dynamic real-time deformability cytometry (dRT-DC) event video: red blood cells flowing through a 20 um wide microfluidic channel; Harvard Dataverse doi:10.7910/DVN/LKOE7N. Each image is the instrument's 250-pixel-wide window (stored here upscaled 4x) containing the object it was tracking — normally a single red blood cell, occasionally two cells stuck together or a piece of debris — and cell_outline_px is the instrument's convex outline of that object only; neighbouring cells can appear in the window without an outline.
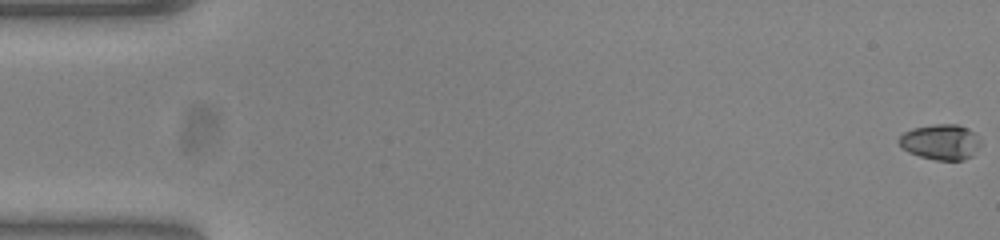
{"species": "common noctule bat (a hibernating species)", "species_latin": "Nyctalus noctula", "temperature_condition": "warm", "stored_images_in_passage": 54, "camera_frame_rate_fps": 3000, "um_per_image_px": 0.085, "animal": {"sex": "female", "body_mass_g": 23.0, "forearm_length_mm": 53.4}, "frame": {"image": 1, "passage_image": 1, "time_ms": 0.0, "image_size_px": [1000, 240], "cell_outline_px": [[980, 144], [972, 156], [964, 160], [936, 160], [920, 156], [908, 152], [900, 144], [900, 136], [904, 132], [912, 128], [936, 124], [956, 124], [968, 128], [972, 132]], "centroid_in_image_um": [79.94, 12.07], "position_along_channel_um": 5.1, "area_um2": 16.53}}
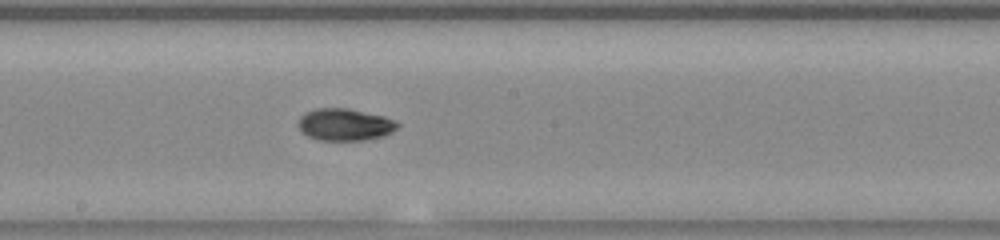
{"frame": {"image": 2, "passage_image": 30, "time_ms": 9.667, "image_size_px": [1000, 240], "cell_outline_px": [[400, 124], [392, 132], [384, 136], [364, 140], [316, 140], [300, 132], [296, 124], [300, 116], [304, 112], [316, 108], [348, 108], [384, 116], [396, 120]], "centroid_in_image_um": [29.27, 10.59], "position_along_channel_um": 218.9, "area_um2": 18.9}}
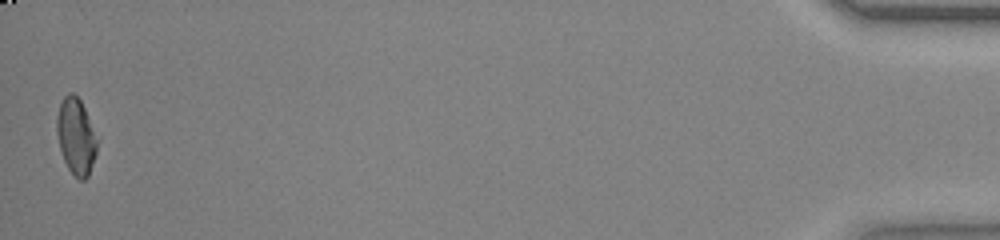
{"frame": {"image": 3, "passage_image": 54, "time_ms": 17.667, "image_size_px": [1000, 240], "cell_outline_px": [[100, 140], [88, 176], [84, 180], [80, 180], [68, 168], [64, 160], [60, 148], [56, 132], [56, 116], [60, 104], [64, 96], [68, 92], [72, 92], [80, 100]], "centroid_in_image_um": [6.47, 11.57], "position_along_channel_um": 428.7, "area_um2": 18.03}, "authors_computed_cell_mechanics": {"area_um2": 17.8602, "velocity_mm_per_s": 3.8502, "shape_relaxation_time_tau1_ms": 5.0499, "shape_relaxation_time_tau2_ms": 3.7461, "deformation_change_tau1": 0.1862, "deformation_change_tau2": 0.0683}}